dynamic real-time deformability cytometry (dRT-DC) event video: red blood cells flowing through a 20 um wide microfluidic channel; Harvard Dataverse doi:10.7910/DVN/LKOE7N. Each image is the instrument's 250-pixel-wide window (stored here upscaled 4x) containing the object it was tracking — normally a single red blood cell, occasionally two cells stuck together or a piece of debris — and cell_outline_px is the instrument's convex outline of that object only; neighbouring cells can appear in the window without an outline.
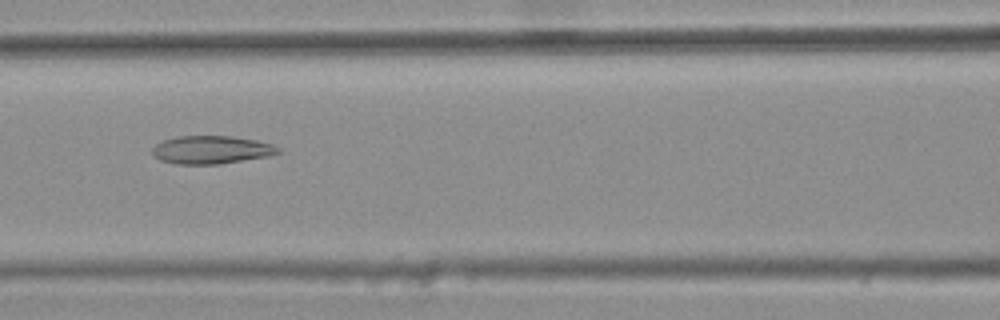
{"species": "common noctule bat (a hibernating species)", "species_latin": "Nyctalus noctula", "temperature_condition": "warm", "stored_images_in_passage": 8, "camera_frame_rate_fps": 3000, "um_per_image_px": 0.085, "animal": {"sex": "female", "body_mass_g": 25.1}, "frame": {"image": 1, "passage_image": 7, "time_ms": 2.0, "image_size_px": [1000, 320], "cell_outline_px": [[280, 152], [268, 156], [220, 164], [176, 164], [160, 160], [152, 156], [152, 148], [156, 144], [164, 140], [176, 136], [232, 136], [256, 140], [272, 144], [280, 148]], "centroid_in_image_um": [17.94, 12.73], "position_along_channel_um": 148.7, "area_um2": 20.63}}
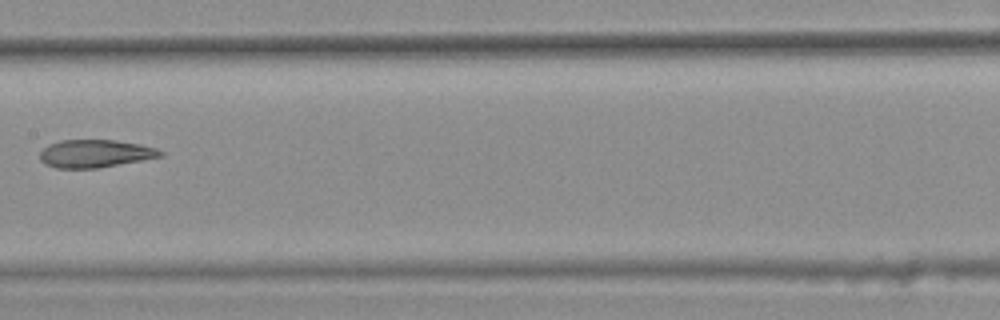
{"frame": {"image": 2, "passage_image": 8, "time_ms": 2.333, "image_size_px": [1000, 320], "cell_outline_px": [[164, 156], [100, 168], [56, 168], [44, 164], [40, 160], [40, 152], [48, 144], [60, 140], [116, 140], [140, 144], [156, 148], [164, 152]], "centroid_in_image_um": [8.09, 13.06], "position_along_channel_um": 199.3, "area_um2": 19.71}}